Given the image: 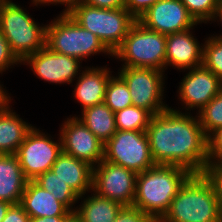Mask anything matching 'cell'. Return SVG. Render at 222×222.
<instances>
[{
	"instance_id": "6da1fadb",
	"label": "cell",
	"mask_w": 222,
	"mask_h": 222,
	"mask_svg": "<svg viewBox=\"0 0 222 222\" xmlns=\"http://www.w3.org/2000/svg\"><path fill=\"white\" fill-rule=\"evenodd\" d=\"M146 134L155 165H176L192 174L204 173L208 137L197 115L169 107L151 117Z\"/></svg>"
},
{
	"instance_id": "7a4b0ae2",
	"label": "cell",
	"mask_w": 222,
	"mask_h": 222,
	"mask_svg": "<svg viewBox=\"0 0 222 222\" xmlns=\"http://www.w3.org/2000/svg\"><path fill=\"white\" fill-rule=\"evenodd\" d=\"M191 174L186 168L176 165H155L137 173L133 206L154 220H160Z\"/></svg>"
},
{
	"instance_id": "3957f363",
	"label": "cell",
	"mask_w": 222,
	"mask_h": 222,
	"mask_svg": "<svg viewBox=\"0 0 222 222\" xmlns=\"http://www.w3.org/2000/svg\"><path fill=\"white\" fill-rule=\"evenodd\" d=\"M162 222H222L211 181L204 173L191 174L179 188Z\"/></svg>"
},
{
	"instance_id": "277c9868",
	"label": "cell",
	"mask_w": 222,
	"mask_h": 222,
	"mask_svg": "<svg viewBox=\"0 0 222 222\" xmlns=\"http://www.w3.org/2000/svg\"><path fill=\"white\" fill-rule=\"evenodd\" d=\"M82 28L95 34L113 54L136 19L124 8L103 9L78 1L68 13Z\"/></svg>"
},
{
	"instance_id": "5b68a950",
	"label": "cell",
	"mask_w": 222,
	"mask_h": 222,
	"mask_svg": "<svg viewBox=\"0 0 222 222\" xmlns=\"http://www.w3.org/2000/svg\"><path fill=\"white\" fill-rule=\"evenodd\" d=\"M46 26L45 46L50 50L80 61L97 53L113 54L100 39L82 28L69 14H60Z\"/></svg>"
},
{
	"instance_id": "8992f818",
	"label": "cell",
	"mask_w": 222,
	"mask_h": 222,
	"mask_svg": "<svg viewBox=\"0 0 222 222\" xmlns=\"http://www.w3.org/2000/svg\"><path fill=\"white\" fill-rule=\"evenodd\" d=\"M19 4L6 1L0 6V30L11 50L22 62L45 47L46 26H39Z\"/></svg>"
},
{
	"instance_id": "52a82bcc",
	"label": "cell",
	"mask_w": 222,
	"mask_h": 222,
	"mask_svg": "<svg viewBox=\"0 0 222 222\" xmlns=\"http://www.w3.org/2000/svg\"><path fill=\"white\" fill-rule=\"evenodd\" d=\"M166 35L144 27L137 20L112 57L124 67H144L165 72Z\"/></svg>"
},
{
	"instance_id": "ba28073f",
	"label": "cell",
	"mask_w": 222,
	"mask_h": 222,
	"mask_svg": "<svg viewBox=\"0 0 222 222\" xmlns=\"http://www.w3.org/2000/svg\"><path fill=\"white\" fill-rule=\"evenodd\" d=\"M103 160L136 173L144 172L155 166L146 131L117 130L104 144Z\"/></svg>"
},
{
	"instance_id": "9c48e42d",
	"label": "cell",
	"mask_w": 222,
	"mask_h": 222,
	"mask_svg": "<svg viewBox=\"0 0 222 222\" xmlns=\"http://www.w3.org/2000/svg\"><path fill=\"white\" fill-rule=\"evenodd\" d=\"M163 74V71L152 68L124 66L118 72L128 86L133 105L146 109L152 115L169 108L162 101L165 89Z\"/></svg>"
},
{
	"instance_id": "30bf717a",
	"label": "cell",
	"mask_w": 222,
	"mask_h": 222,
	"mask_svg": "<svg viewBox=\"0 0 222 222\" xmlns=\"http://www.w3.org/2000/svg\"><path fill=\"white\" fill-rule=\"evenodd\" d=\"M52 140L34 126L26 134L16 156L28 181H33L42 173L51 170L62 152L61 137L57 140L59 142Z\"/></svg>"
},
{
	"instance_id": "8fae6325",
	"label": "cell",
	"mask_w": 222,
	"mask_h": 222,
	"mask_svg": "<svg viewBox=\"0 0 222 222\" xmlns=\"http://www.w3.org/2000/svg\"><path fill=\"white\" fill-rule=\"evenodd\" d=\"M137 173L120 165L102 160L93 167L92 192L120 203L133 205Z\"/></svg>"
},
{
	"instance_id": "7c38bea8",
	"label": "cell",
	"mask_w": 222,
	"mask_h": 222,
	"mask_svg": "<svg viewBox=\"0 0 222 222\" xmlns=\"http://www.w3.org/2000/svg\"><path fill=\"white\" fill-rule=\"evenodd\" d=\"M61 126L59 136L63 152L87 162L92 167L104 159V143L77 116L67 118Z\"/></svg>"
},
{
	"instance_id": "4fadbf2b",
	"label": "cell",
	"mask_w": 222,
	"mask_h": 222,
	"mask_svg": "<svg viewBox=\"0 0 222 222\" xmlns=\"http://www.w3.org/2000/svg\"><path fill=\"white\" fill-rule=\"evenodd\" d=\"M137 21L165 35L193 29L198 24L181 0H158Z\"/></svg>"
},
{
	"instance_id": "5bb4252c",
	"label": "cell",
	"mask_w": 222,
	"mask_h": 222,
	"mask_svg": "<svg viewBox=\"0 0 222 222\" xmlns=\"http://www.w3.org/2000/svg\"><path fill=\"white\" fill-rule=\"evenodd\" d=\"M21 63L31 67L36 76L56 84H71L80 74V60L54 51L46 46L27 56ZM80 71V72H79ZM79 72V73H78Z\"/></svg>"
},
{
	"instance_id": "9a60e30c",
	"label": "cell",
	"mask_w": 222,
	"mask_h": 222,
	"mask_svg": "<svg viewBox=\"0 0 222 222\" xmlns=\"http://www.w3.org/2000/svg\"><path fill=\"white\" fill-rule=\"evenodd\" d=\"M178 92L186 110L198 113L222 90V81L203 64L190 69L181 80Z\"/></svg>"
},
{
	"instance_id": "2e32d148",
	"label": "cell",
	"mask_w": 222,
	"mask_h": 222,
	"mask_svg": "<svg viewBox=\"0 0 222 222\" xmlns=\"http://www.w3.org/2000/svg\"><path fill=\"white\" fill-rule=\"evenodd\" d=\"M190 30L166 35L165 70L170 65L190 70L203 64V46Z\"/></svg>"
},
{
	"instance_id": "e0dca14e",
	"label": "cell",
	"mask_w": 222,
	"mask_h": 222,
	"mask_svg": "<svg viewBox=\"0 0 222 222\" xmlns=\"http://www.w3.org/2000/svg\"><path fill=\"white\" fill-rule=\"evenodd\" d=\"M51 170L80 196L79 199L88 191L92 192L93 167L87 162L62 151Z\"/></svg>"
},
{
	"instance_id": "ac0fdd59",
	"label": "cell",
	"mask_w": 222,
	"mask_h": 222,
	"mask_svg": "<svg viewBox=\"0 0 222 222\" xmlns=\"http://www.w3.org/2000/svg\"><path fill=\"white\" fill-rule=\"evenodd\" d=\"M109 69L107 67H88L79 74L73 94L75 100L81 104L82 110L104 103L106 87L112 75Z\"/></svg>"
},
{
	"instance_id": "d6986e66",
	"label": "cell",
	"mask_w": 222,
	"mask_h": 222,
	"mask_svg": "<svg viewBox=\"0 0 222 222\" xmlns=\"http://www.w3.org/2000/svg\"><path fill=\"white\" fill-rule=\"evenodd\" d=\"M20 204L30 218L69 216L72 211L53 197L49 191L42 189L34 181H27Z\"/></svg>"
},
{
	"instance_id": "ffe728a7",
	"label": "cell",
	"mask_w": 222,
	"mask_h": 222,
	"mask_svg": "<svg viewBox=\"0 0 222 222\" xmlns=\"http://www.w3.org/2000/svg\"><path fill=\"white\" fill-rule=\"evenodd\" d=\"M27 181L16 154H0V200L20 203Z\"/></svg>"
},
{
	"instance_id": "44dd1931",
	"label": "cell",
	"mask_w": 222,
	"mask_h": 222,
	"mask_svg": "<svg viewBox=\"0 0 222 222\" xmlns=\"http://www.w3.org/2000/svg\"><path fill=\"white\" fill-rule=\"evenodd\" d=\"M33 126L22 120L8 105L0 111V154H16Z\"/></svg>"
},
{
	"instance_id": "7402d4cb",
	"label": "cell",
	"mask_w": 222,
	"mask_h": 222,
	"mask_svg": "<svg viewBox=\"0 0 222 222\" xmlns=\"http://www.w3.org/2000/svg\"><path fill=\"white\" fill-rule=\"evenodd\" d=\"M78 119L104 144L117 132L115 113L105 104L85 108Z\"/></svg>"
},
{
	"instance_id": "603a6c76",
	"label": "cell",
	"mask_w": 222,
	"mask_h": 222,
	"mask_svg": "<svg viewBox=\"0 0 222 222\" xmlns=\"http://www.w3.org/2000/svg\"><path fill=\"white\" fill-rule=\"evenodd\" d=\"M81 203L80 207H74V209L82 222H114L123 207L120 203L100 197L95 192L84 198Z\"/></svg>"
},
{
	"instance_id": "cb8c5ba5",
	"label": "cell",
	"mask_w": 222,
	"mask_h": 222,
	"mask_svg": "<svg viewBox=\"0 0 222 222\" xmlns=\"http://www.w3.org/2000/svg\"><path fill=\"white\" fill-rule=\"evenodd\" d=\"M42 189L53 194V197L65 204L72 212H75L73 206L79 200V195L65 182H63L52 171L48 170L33 180Z\"/></svg>"
},
{
	"instance_id": "d4e9b609",
	"label": "cell",
	"mask_w": 222,
	"mask_h": 222,
	"mask_svg": "<svg viewBox=\"0 0 222 222\" xmlns=\"http://www.w3.org/2000/svg\"><path fill=\"white\" fill-rule=\"evenodd\" d=\"M153 115L144 108L134 105L115 112L117 130L146 131Z\"/></svg>"
},
{
	"instance_id": "484cf974",
	"label": "cell",
	"mask_w": 222,
	"mask_h": 222,
	"mask_svg": "<svg viewBox=\"0 0 222 222\" xmlns=\"http://www.w3.org/2000/svg\"><path fill=\"white\" fill-rule=\"evenodd\" d=\"M104 103L115 113L133 105L125 81L118 76H111L105 92Z\"/></svg>"
},
{
	"instance_id": "4316f807",
	"label": "cell",
	"mask_w": 222,
	"mask_h": 222,
	"mask_svg": "<svg viewBox=\"0 0 222 222\" xmlns=\"http://www.w3.org/2000/svg\"><path fill=\"white\" fill-rule=\"evenodd\" d=\"M197 115L207 137L222 127V90Z\"/></svg>"
},
{
	"instance_id": "83f0119b",
	"label": "cell",
	"mask_w": 222,
	"mask_h": 222,
	"mask_svg": "<svg viewBox=\"0 0 222 222\" xmlns=\"http://www.w3.org/2000/svg\"><path fill=\"white\" fill-rule=\"evenodd\" d=\"M203 45V65L222 81V41L207 38Z\"/></svg>"
},
{
	"instance_id": "f1b7e54d",
	"label": "cell",
	"mask_w": 222,
	"mask_h": 222,
	"mask_svg": "<svg viewBox=\"0 0 222 222\" xmlns=\"http://www.w3.org/2000/svg\"><path fill=\"white\" fill-rule=\"evenodd\" d=\"M181 2L197 23L211 21L219 4L218 0H181Z\"/></svg>"
},
{
	"instance_id": "f546056e",
	"label": "cell",
	"mask_w": 222,
	"mask_h": 222,
	"mask_svg": "<svg viewBox=\"0 0 222 222\" xmlns=\"http://www.w3.org/2000/svg\"><path fill=\"white\" fill-rule=\"evenodd\" d=\"M208 164L222 163V127L208 136Z\"/></svg>"
},
{
	"instance_id": "4dcf8cb0",
	"label": "cell",
	"mask_w": 222,
	"mask_h": 222,
	"mask_svg": "<svg viewBox=\"0 0 222 222\" xmlns=\"http://www.w3.org/2000/svg\"><path fill=\"white\" fill-rule=\"evenodd\" d=\"M154 219L142 212L139 208L130 205L123 206L118 212L114 222H153Z\"/></svg>"
},
{
	"instance_id": "1f68e13d",
	"label": "cell",
	"mask_w": 222,
	"mask_h": 222,
	"mask_svg": "<svg viewBox=\"0 0 222 222\" xmlns=\"http://www.w3.org/2000/svg\"><path fill=\"white\" fill-rule=\"evenodd\" d=\"M204 174L211 181L222 213V163L208 164Z\"/></svg>"
},
{
	"instance_id": "d6a6232c",
	"label": "cell",
	"mask_w": 222,
	"mask_h": 222,
	"mask_svg": "<svg viewBox=\"0 0 222 222\" xmlns=\"http://www.w3.org/2000/svg\"><path fill=\"white\" fill-rule=\"evenodd\" d=\"M22 64L10 48L8 41L0 30V73L8 70L10 66Z\"/></svg>"
},
{
	"instance_id": "836d02e7",
	"label": "cell",
	"mask_w": 222,
	"mask_h": 222,
	"mask_svg": "<svg viewBox=\"0 0 222 222\" xmlns=\"http://www.w3.org/2000/svg\"><path fill=\"white\" fill-rule=\"evenodd\" d=\"M158 0H124V7L138 20Z\"/></svg>"
},
{
	"instance_id": "e575fe53",
	"label": "cell",
	"mask_w": 222,
	"mask_h": 222,
	"mask_svg": "<svg viewBox=\"0 0 222 222\" xmlns=\"http://www.w3.org/2000/svg\"><path fill=\"white\" fill-rule=\"evenodd\" d=\"M30 217L20 203L11 204L2 222H30Z\"/></svg>"
},
{
	"instance_id": "d590c367",
	"label": "cell",
	"mask_w": 222,
	"mask_h": 222,
	"mask_svg": "<svg viewBox=\"0 0 222 222\" xmlns=\"http://www.w3.org/2000/svg\"><path fill=\"white\" fill-rule=\"evenodd\" d=\"M84 4L103 9L124 8V0H79Z\"/></svg>"
},
{
	"instance_id": "8d00e7d4",
	"label": "cell",
	"mask_w": 222,
	"mask_h": 222,
	"mask_svg": "<svg viewBox=\"0 0 222 222\" xmlns=\"http://www.w3.org/2000/svg\"><path fill=\"white\" fill-rule=\"evenodd\" d=\"M79 0H32V4L34 5H40V4H62V5H66L65 9H63L64 11H62V14H68L73 6L78 2Z\"/></svg>"
},
{
	"instance_id": "74e56055",
	"label": "cell",
	"mask_w": 222,
	"mask_h": 222,
	"mask_svg": "<svg viewBox=\"0 0 222 222\" xmlns=\"http://www.w3.org/2000/svg\"><path fill=\"white\" fill-rule=\"evenodd\" d=\"M68 216H52V217H35L30 222H64Z\"/></svg>"
},
{
	"instance_id": "f35d334b",
	"label": "cell",
	"mask_w": 222,
	"mask_h": 222,
	"mask_svg": "<svg viewBox=\"0 0 222 222\" xmlns=\"http://www.w3.org/2000/svg\"><path fill=\"white\" fill-rule=\"evenodd\" d=\"M2 86L3 85L0 84V111L5 109L11 102V97Z\"/></svg>"
},
{
	"instance_id": "ab89813d",
	"label": "cell",
	"mask_w": 222,
	"mask_h": 222,
	"mask_svg": "<svg viewBox=\"0 0 222 222\" xmlns=\"http://www.w3.org/2000/svg\"><path fill=\"white\" fill-rule=\"evenodd\" d=\"M217 17H218L219 19H217ZM215 19H217V21L219 20V21L222 23V2H220V3L218 4V7H217V9H216L215 12H214V15H213L211 21H215ZM221 25H222V24H221ZM212 37H214V38L222 41V35H221V34H220L219 36L216 35V36H212Z\"/></svg>"
},
{
	"instance_id": "60d3db41",
	"label": "cell",
	"mask_w": 222,
	"mask_h": 222,
	"mask_svg": "<svg viewBox=\"0 0 222 222\" xmlns=\"http://www.w3.org/2000/svg\"><path fill=\"white\" fill-rule=\"evenodd\" d=\"M10 205H11L10 203L0 200V222L3 221Z\"/></svg>"
},
{
	"instance_id": "b9f144b4",
	"label": "cell",
	"mask_w": 222,
	"mask_h": 222,
	"mask_svg": "<svg viewBox=\"0 0 222 222\" xmlns=\"http://www.w3.org/2000/svg\"><path fill=\"white\" fill-rule=\"evenodd\" d=\"M64 222H82L81 218L75 213L72 212L65 220Z\"/></svg>"
},
{
	"instance_id": "7bdbcfd3",
	"label": "cell",
	"mask_w": 222,
	"mask_h": 222,
	"mask_svg": "<svg viewBox=\"0 0 222 222\" xmlns=\"http://www.w3.org/2000/svg\"><path fill=\"white\" fill-rule=\"evenodd\" d=\"M8 0H0V6H2Z\"/></svg>"
},
{
	"instance_id": "ee69618b",
	"label": "cell",
	"mask_w": 222,
	"mask_h": 222,
	"mask_svg": "<svg viewBox=\"0 0 222 222\" xmlns=\"http://www.w3.org/2000/svg\"><path fill=\"white\" fill-rule=\"evenodd\" d=\"M153 222H162L161 220H154Z\"/></svg>"
}]
</instances>
